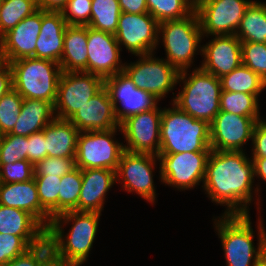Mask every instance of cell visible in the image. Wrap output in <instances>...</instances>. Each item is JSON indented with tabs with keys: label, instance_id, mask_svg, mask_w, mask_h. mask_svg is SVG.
I'll return each mask as SVG.
<instances>
[{
	"label": "cell",
	"instance_id": "27",
	"mask_svg": "<svg viewBox=\"0 0 266 266\" xmlns=\"http://www.w3.org/2000/svg\"><path fill=\"white\" fill-rule=\"evenodd\" d=\"M54 118L52 103L44 100L24 99L19 119L10 134L28 137L42 131Z\"/></svg>",
	"mask_w": 266,
	"mask_h": 266
},
{
	"label": "cell",
	"instance_id": "13",
	"mask_svg": "<svg viewBox=\"0 0 266 266\" xmlns=\"http://www.w3.org/2000/svg\"><path fill=\"white\" fill-rule=\"evenodd\" d=\"M159 22L149 13L129 14L121 12L119 16L116 40L122 50L128 53L143 55L154 53L158 48ZM157 47V48H156Z\"/></svg>",
	"mask_w": 266,
	"mask_h": 266
},
{
	"label": "cell",
	"instance_id": "30",
	"mask_svg": "<svg viewBox=\"0 0 266 266\" xmlns=\"http://www.w3.org/2000/svg\"><path fill=\"white\" fill-rule=\"evenodd\" d=\"M222 91L248 93L256 95L266 89V82L245 65H240L232 72L220 78Z\"/></svg>",
	"mask_w": 266,
	"mask_h": 266
},
{
	"label": "cell",
	"instance_id": "25",
	"mask_svg": "<svg viewBox=\"0 0 266 266\" xmlns=\"http://www.w3.org/2000/svg\"><path fill=\"white\" fill-rule=\"evenodd\" d=\"M88 26L68 25L64 35V46L59 62L63 72L88 73Z\"/></svg>",
	"mask_w": 266,
	"mask_h": 266
},
{
	"label": "cell",
	"instance_id": "16",
	"mask_svg": "<svg viewBox=\"0 0 266 266\" xmlns=\"http://www.w3.org/2000/svg\"><path fill=\"white\" fill-rule=\"evenodd\" d=\"M104 87L109 92L119 124L132 115L155 108L159 102L152 94L137 88L124 71L105 78Z\"/></svg>",
	"mask_w": 266,
	"mask_h": 266
},
{
	"label": "cell",
	"instance_id": "42",
	"mask_svg": "<svg viewBox=\"0 0 266 266\" xmlns=\"http://www.w3.org/2000/svg\"><path fill=\"white\" fill-rule=\"evenodd\" d=\"M34 178V165L28 160L0 165V183H21Z\"/></svg>",
	"mask_w": 266,
	"mask_h": 266
},
{
	"label": "cell",
	"instance_id": "18",
	"mask_svg": "<svg viewBox=\"0 0 266 266\" xmlns=\"http://www.w3.org/2000/svg\"><path fill=\"white\" fill-rule=\"evenodd\" d=\"M88 73L103 79L122 72L121 48L114 34L88 27Z\"/></svg>",
	"mask_w": 266,
	"mask_h": 266
},
{
	"label": "cell",
	"instance_id": "35",
	"mask_svg": "<svg viewBox=\"0 0 266 266\" xmlns=\"http://www.w3.org/2000/svg\"><path fill=\"white\" fill-rule=\"evenodd\" d=\"M45 239L46 236H16L0 233V266H4Z\"/></svg>",
	"mask_w": 266,
	"mask_h": 266
},
{
	"label": "cell",
	"instance_id": "26",
	"mask_svg": "<svg viewBox=\"0 0 266 266\" xmlns=\"http://www.w3.org/2000/svg\"><path fill=\"white\" fill-rule=\"evenodd\" d=\"M47 156L75 157L80 131L69 121L54 118L43 130Z\"/></svg>",
	"mask_w": 266,
	"mask_h": 266
},
{
	"label": "cell",
	"instance_id": "5",
	"mask_svg": "<svg viewBox=\"0 0 266 266\" xmlns=\"http://www.w3.org/2000/svg\"><path fill=\"white\" fill-rule=\"evenodd\" d=\"M188 72L187 69L179 73L177 83L184 85L171 102L193 118L210 124L220 112V78L200 67Z\"/></svg>",
	"mask_w": 266,
	"mask_h": 266
},
{
	"label": "cell",
	"instance_id": "4",
	"mask_svg": "<svg viewBox=\"0 0 266 266\" xmlns=\"http://www.w3.org/2000/svg\"><path fill=\"white\" fill-rule=\"evenodd\" d=\"M171 105L162 108L159 154L211 151L210 124Z\"/></svg>",
	"mask_w": 266,
	"mask_h": 266
},
{
	"label": "cell",
	"instance_id": "33",
	"mask_svg": "<svg viewBox=\"0 0 266 266\" xmlns=\"http://www.w3.org/2000/svg\"><path fill=\"white\" fill-rule=\"evenodd\" d=\"M37 10V0H4L0 7V38Z\"/></svg>",
	"mask_w": 266,
	"mask_h": 266
},
{
	"label": "cell",
	"instance_id": "37",
	"mask_svg": "<svg viewBox=\"0 0 266 266\" xmlns=\"http://www.w3.org/2000/svg\"><path fill=\"white\" fill-rule=\"evenodd\" d=\"M41 206L51 218L59 215V191L61 177L34 176Z\"/></svg>",
	"mask_w": 266,
	"mask_h": 266
},
{
	"label": "cell",
	"instance_id": "8",
	"mask_svg": "<svg viewBox=\"0 0 266 266\" xmlns=\"http://www.w3.org/2000/svg\"><path fill=\"white\" fill-rule=\"evenodd\" d=\"M121 127L110 130L80 132L77 139L75 164L77 168L117 170L124 151L123 142L116 140Z\"/></svg>",
	"mask_w": 266,
	"mask_h": 266
},
{
	"label": "cell",
	"instance_id": "50",
	"mask_svg": "<svg viewBox=\"0 0 266 266\" xmlns=\"http://www.w3.org/2000/svg\"><path fill=\"white\" fill-rule=\"evenodd\" d=\"M251 160L254 164V177L266 182V157H252Z\"/></svg>",
	"mask_w": 266,
	"mask_h": 266
},
{
	"label": "cell",
	"instance_id": "48",
	"mask_svg": "<svg viewBox=\"0 0 266 266\" xmlns=\"http://www.w3.org/2000/svg\"><path fill=\"white\" fill-rule=\"evenodd\" d=\"M12 88V70L8 64L3 70L0 71V99Z\"/></svg>",
	"mask_w": 266,
	"mask_h": 266
},
{
	"label": "cell",
	"instance_id": "28",
	"mask_svg": "<svg viewBox=\"0 0 266 266\" xmlns=\"http://www.w3.org/2000/svg\"><path fill=\"white\" fill-rule=\"evenodd\" d=\"M0 233L16 236H46L47 229L27 211L0 205Z\"/></svg>",
	"mask_w": 266,
	"mask_h": 266
},
{
	"label": "cell",
	"instance_id": "6",
	"mask_svg": "<svg viewBox=\"0 0 266 266\" xmlns=\"http://www.w3.org/2000/svg\"><path fill=\"white\" fill-rule=\"evenodd\" d=\"M13 88L24 99L44 100L55 104L62 74L59 63L28 57L9 62Z\"/></svg>",
	"mask_w": 266,
	"mask_h": 266
},
{
	"label": "cell",
	"instance_id": "15",
	"mask_svg": "<svg viewBox=\"0 0 266 266\" xmlns=\"http://www.w3.org/2000/svg\"><path fill=\"white\" fill-rule=\"evenodd\" d=\"M251 2L252 0H204L195 10L204 38L212 35H235Z\"/></svg>",
	"mask_w": 266,
	"mask_h": 266
},
{
	"label": "cell",
	"instance_id": "43",
	"mask_svg": "<svg viewBox=\"0 0 266 266\" xmlns=\"http://www.w3.org/2000/svg\"><path fill=\"white\" fill-rule=\"evenodd\" d=\"M92 0H68L61 11L67 25L87 26L91 17Z\"/></svg>",
	"mask_w": 266,
	"mask_h": 266
},
{
	"label": "cell",
	"instance_id": "1",
	"mask_svg": "<svg viewBox=\"0 0 266 266\" xmlns=\"http://www.w3.org/2000/svg\"><path fill=\"white\" fill-rule=\"evenodd\" d=\"M245 153L211 150L208 156L201 187L211 202L227 208L223 215H249L253 195L261 196L260 185H253L254 164Z\"/></svg>",
	"mask_w": 266,
	"mask_h": 266
},
{
	"label": "cell",
	"instance_id": "47",
	"mask_svg": "<svg viewBox=\"0 0 266 266\" xmlns=\"http://www.w3.org/2000/svg\"><path fill=\"white\" fill-rule=\"evenodd\" d=\"M121 12L129 14L148 13L146 0H118Z\"/></svg>",
	"mask_w": 266,
	"mask_h": 266
},
{
	"label": "cell",
	"instance_id": "46",
	"mask_svg": "<svg viewBox=\"0 0 266 266\" xmlns=\"http://www.w3.org/2000/svg\"><path fill=\"white\" fill-rule=\"evenodd\" d=\"M251 157H266V119H259L252 135Z\"/></svg>",
	"mask_w": 266,
	"mask_h": 266
},
{
	"label": "cell",
	"instance_id": "3",
	"mask_svg": "<svg viewBox=\"0 0 266 266\" xmlns=\"http://www.w3.org/2000/svg\"><path fill=\"white\" fill-rule=\"evenodd\" d=\"M217 218V219H216ZM214 220L216 234L220 238L226 266H259L266 247V231L263 218L258 217L257 246H254L252 221L249 215H221ZM256 247V248H255Z\"/></svg>",
	"mask_w": 266,
	"mask_h": 266
},
{
	"label": "cell",
	"instance_id": "14",
	"mask_svg": "<svg viewBox=\"0 0 266 266\" xmlns=\"http://www.w3.org/2000/svg\"><path fill=\"white\" fill-rule=\"evenodd\" d=\"M162 108H155L132 115L121 124V135L125 138L124 150L158 156L160 151Z\"/></svg>",
	"mask_w": 266,
	"mask_h": 266
},
{
	"label": "cell",
	"instance_id": "55",
	"mask_svg": "<svg viewBox=\"0 0 266 266\" xmlns=\"http://www.w3.org/2000/svg\"><path fill=\"white\" fill-rule=\"evenodd\" d=\"M3 133L1 132V130H0V143H1V140H2V137H3Z\"/></svg>",
	"mask_w": 266,
	"mask_h": 266
},
{
	"label": "cell",
	"instance_id": "11",
	"mask_svg": "<svg viewBox=\"0 0 266 266\" xmlns=\"http://www.w3.org/2000/svg\"><path fill=\"white\" fill-rule=\"evenodd\" d=\"M104 87L98 75L81 72H62L54 104L55 117L69 120Z\"/></svg>",
	"mask_w": 266,
	"mask_h": 266
},
{
	"label": "cell",
	"instance_id": "20",
	"mask_svg": "<svg viewBox=\"0 0 266 266\" xmlns=\"http://www.w3.org/2000/svg\"><path fill=\"white\" fill-rule=\"evenodd\" d=\"M69 121L80 131L110 130L120 126L108 90L103 87Z\"/></svg>",
	"mask_w": 266,
	"mask_h": 266
},
{
	"label": "cell",
	"instance_id": "12",
	"mask_svg": "<svg viewBox=\"0 0 266 266\" xmlns=\"http://www.w3.org/2000/svg\"><path fill=\"white\" fill-rule=\"evenodd\" d=\"M157 161L156 155L124 150L116 170V182L121 183L128 193H136L146 202L155 204L157 194L153 171Z\"/></svg>",
	"mask_w": 266,
	"mask_h": 266
},
{
	"label": "cell",
	"instance_id": "29",
	"mask_svg": "<svg viewBox=\"0 0 266 266\" xmlns=\"http://www.w3.org/2000/svg\"><path fill=\"white\" fill-rule=\"evenodd\" d=\"M241 42L266 43V2L252 1L236 30Z\"/></svg>",
	"mask_w": 266,
	"mask_h": 266
},
{
	"label": "cell",
	"instance_id": "32",
	"mask_svg": "<svg viewBox=\"0 0 266 266\" xmlns=\"http://www.w3.org/2000/svg\"><path fill=\"white\" fill-rule=\"evenodd\" d=\"M259 101L258 97L253 94L221 91L220 111L251 118H262Z\"/></svg>",
	"mask_w": 266,
	"mask_h": 266
},
{
	"label": "cell",
	"instance_id": "56",
	"mask_svg": "<svg viewBox=\"0 0 266 266\" xmlns=\"http://www.w3.org/2000/svg\"><path fill=\"white\" fill-rule=\"evenodd\" d=\"M3 1H4V0H0V7L2 6Z\"/></svg>",
	"mask_w": 266,
	"mask_h": 266
},
{
	"label": "cell",
	"instance_id": "22",
	"mask_svg": "<svg viewBox=\"0 0 266 266\" xmlns=\"http://www.w3.org/2000/svg\"><path fill=\"white\" fill-rule=\"evenodd\" d=\"M82 187L78 198L77 212L104 210L107 192L115 185L116 171L106 168L82 169Z\"/></svg>",
	"mask_w": 266,
	"mask_h": 266
},
{
	"label": "cell",
	"instance_id": "34",
	"mask_svg": "<svg viewBox=\"0 0 266 266\" xmlns=\"http://www.w3.org/2000/svg\"><path fill=\"white\" fill-rule=\"evenodd\" d=\"M146 2L148 13L159 23L183 19L195 11L186 0H146Z\"/></svg>",
	"mask_w": 266,
	"mask_h": 266
},
{
	"label": "cell",
	"instance_id": "53",
	"mask_svg": "<svg viewBox=\"0 0 266 266\" xmlns=\"http://www.w3.org/2000/svg\"><path fill=\"white\" fill-rule=\"evenodd\" d=\"M196 10L204 0H186Z\"/></svg>",
	"mask_w": 266,
	"mask_h": 266
},
{
	"label": "cell",
	"instance_id": "49",
	"mask_svg": "<svg viewBox=\"0 0 266 266\" xmlns=\"http://www.w3.org/2000/svg\"><path fill=\"white\" fill-rule=\"evenodd\" d=\"M68 0H37L38 9L43 11L61 12Z\"/></svg>",
	"mask_w": 266,
	"mask_h": 266
},
{
	"label": "cell",
	"instance_id": "36",
	"mask_svg": "<svg viewBox=\"0 0 266 266\" xmlns=\"http://www.w3.org/2000/svg\"><path fill=\"white\" fill-rule=\"evenodd\" d=\"M59 191V214L73 211L78 206V198L82 187V174L80 168L61 177Z\"/></svg>",
	"mask_w": 266,
	"mask_h": 266
},
{
	"label": "cell",
	"instance_id": "41",
	"mask_svg": "<svg viewBox=\"0 0 266 266\" xmlns=\"http://www.w3.org/2000/svg\"><path fill=\"white\" fill-rule=\"evenodd\" d=\"M76 168L75 157H49L34 166V176L62 177Z\"/></svg>",
	"mask_w": 266,
	"mask_h": 266
},
{
	"label": "cell",
	"instance_id": "24",
	"mask_svg": "<svg viewBox=\"0 0 266 266\" xmlns=\"http://www.w3.org/2000/svg\"><path fill=\"white\" fill-rule=\"evenodd\" d=\"M67 23L62 12L42 10V24L35 48V58L59 63L63 53Z\"/></svg>",
	"mask_w": 266,
	"mask_h": 266
},
{
	"label": "cell",
	"instance_id": "31",
	"mask_svg": "<svg viewBox=\"0 0 266 266\" xmlns=\"http://www.w3.org/2000/svg\"><path fill=\"white\" fill-rule=\"evenodd\" d=\"M120 15L118 0H92L91 17L87 26L115 35Z\"/></svg>",
	"mask_w": 266,
	"mask_h": 266
},
{
	"label": "cell",
	"instance_id": "23",
	"mask_svg": "<svg viewBox=\"0 0 266 266\" xmlns=\"http://www.w3.org/2000/svg\"><path fill=\"white\" fill-rule=\"evenodd\" d=\"M0 205L27 211L46 229L52 220L40 204L34 178L21 183H0Z\"/></svg>",
	"mask_w": 266,
	"mask_h": 266
},
{
	"label": "cell",
	"instance_id": "9",
	"mask_svg": "<svg viewBox=\"0 0 266 266\" xmlns=\"http://www.w3.org/2000/svg\"><path fill=\"white\" fill-rule=\"evenodd\" d=\"M155 53L137 55L138 60L125 62L123 71L139 89L152 94L158 101L178 84L179 71L164 58Z\"/></svg>",
	"mask_w": 266,
	"mask_h": 266
},
{
	"label": "cell",
	"instance_id": "17",
	"mask_svg": "<svg viewBox=\"0 0 266 266\" xmlns=\"http://www.w3.org/2000/svg\"><path fill=\"white\" fill-rule=\"evenodd\" d=\"M259 119L220 111L210 123L211 150L244 151Z\"/></svg>",
	"mask_w": 266,
	"mask_h": 266
},
{
	"label": "cell",
	"instance_id": "2",
	"mask_svg": "<svg viewBox=\"0 0 266 266\" xmlns=\"http://www.w3.org/2000/svg\"><path fill=\"white\" fill-rule=\"evenodd\" d=\"M101 214L66 211L52 218L46 234L52 252L72 266L86 263L95 242ZM64 224L72 225L68 233L64 232Z\"/></svg>",
	"mask_w": 266,
	"mask_h": 266
},
{
	"label": "cell",
	"instance_id": "40",
	"mask_svg": "<svg viewBox=\"0 0 266 266\" xmlns=\"http://www.w3.org/2000/svg\"><path fill=\"white\" fill-rule=\"evenodd\" d=\"M242 65L266 82V43L241 42Z\"/></svg>",
	"mask_w": 266,
	"mask_h": 266
},
{
	"label": "cell",
	"instance_id": "19",
	"mask_svg": "<svg viewBox=\"0 0 266 266\" xmlns=\"http://www.w3.org/2000/svg\"><path fill=\"white\" fill-rule=\"evenodd\" d=\"M212 38L202 45L203 62L199 67L221 78L242 64L241 41L235 35H212Z\"/></svg>",
	"mask_w": 266,
	"mask_h": 266
},
{
	"label": "cell",
	"instance_id": "44",
	"mask_svg": "<svg viewBox=\"0 0 266 266\" xmlns=\"http://www.w3.org/2000/svg\"><path fill=\"white\" fill-rule=\"evenodd\" d=\"M52 247L46 238L41 243L32 246L25 253L17 256L4 266H39L50 254Z\"/></svg>",
	"mask_w": 266,
	"mask_h": 266
},
{
	"label": "cell",
	"instance_id": "54",
	"mask_svg": "<svg viewBox=\"0 0 266 266\" xmlns=\"http://www.w3.org/2000/svg\"><path fill=\"white\" fill-rule=\"evenodd\" d=\"M259 266H266V247L262 252Z\"/></svg>",
	"mask_w": 266,
	"mask_h": 266
},
{
	"label": "cell",
	"instance_id": "39",
	"mask_svg": "<svg viewBox=\"0 0 266 266\" xmlns=\"http://www.w3.org/2000/svg\"><path fill=\"white\" fill-rule=\"evenodd\" d=\"M28 137L4 134L0 143V165L27 160Z\"/></svg>",
	"mask_w": 266,
	"mask_h": 266
},
{
	"label": "cell",
	"instance_id": "38",
	"mask_svg": "<svg viewBox=\"0 0 266 266\" xmlns=\"http://www.w3.org/2000/svg\"><path fill=\"white\" fill-rule=\"evenodd\" d=\"M24 98L14 89H10L0 99V130L3 134L10 133L22 108Z\"/></svg>",
	"mask_w": 266,
	"mask_h": 266
},
{
	"label": "cell",
	"instance_id": "21",
	"mask_svg": "<svg viewBox=\"0 0 266 266\" xmlns=\"http://www.w3.org/2000/svg\"><path fill=\"white\" fill-rule=\"evenodd\" d=\"M41 24L42 9H38L0 38L8 63L22 58L35 57Z\"/></svg>",
	"mask_w": 266,
	"mask_h": 266
},
{
	"label": "cell",
	"instance_id": "51",
	"mask_svg": "<svg viewBox=\"0 0 266 266\" xmlns=\"http://www.w3.org/2000/svg\"><path fill=\"white\" fill-rule=\"evenodd\" d=\"M39 266H72V265L67 264L52 252Z\"/></svg>",
	"mask_w": 266,
	"mask_h": 266
},
{
	"label": "cell",
	"instance_id": "45",
	"mask_svg": "<svg viewBox=\"0 0 266 266\" xmlns=\"http://www.w3.org/2000/svg\"><path fill=\"white\" fill-rule=\"evenodd\" d=\"M47 157L45 135L43 131L28 136L27 160L34 166Z\"/></svg>",
	"mask_w": 266,
	"mask_h": 266
},
{
	"label": "cell",
	"instance_id": "10",
	"mask_svg": "<svg viewBox=\"0 0 266 266\" xmlns=\"http://www.w3.org/2000/svg\"><path fill=\"white\" fill-rule=\"evenodd\" d=\"M209 154L210 151L159 154V181L180 191L194 189L203 184Z\"/></svg>",
	"mask_w": 266,
	"mask_h": 266
},
{
	"label": "cell",
	"instance_id": "52",
	"mask_svg": "<svg viewBox=\"0 0 266 266\" xmlns=\"http://www.w3.org/2000/svg\"><path fill=\"white\" fill-rule=\"evenodd\" d=\"M8 64L9 63L7 61L6 54L0 39V71L3 70Z\"/></svg>",
	"mask_w": 266,
	"mask_h": 266
},
{
	"label": "cell",
	"instance_id": "7",
	"mask_svg": "<svg viewBox=\"0 0 266 266\" xmlns=\"http://www.w3.org/2000/svg\"><path fill=\"white\" fill-rule=\"evenodd\" d=\"M203 38L196 11L183 19L159 23L158 45L162 40L166 53L165 60L179 72L192 67L195 54L199 55L200 52L202 55Z\"/></svg>",
	"mask_w": 266,
	"mask_h": 266
}]
</instances>
